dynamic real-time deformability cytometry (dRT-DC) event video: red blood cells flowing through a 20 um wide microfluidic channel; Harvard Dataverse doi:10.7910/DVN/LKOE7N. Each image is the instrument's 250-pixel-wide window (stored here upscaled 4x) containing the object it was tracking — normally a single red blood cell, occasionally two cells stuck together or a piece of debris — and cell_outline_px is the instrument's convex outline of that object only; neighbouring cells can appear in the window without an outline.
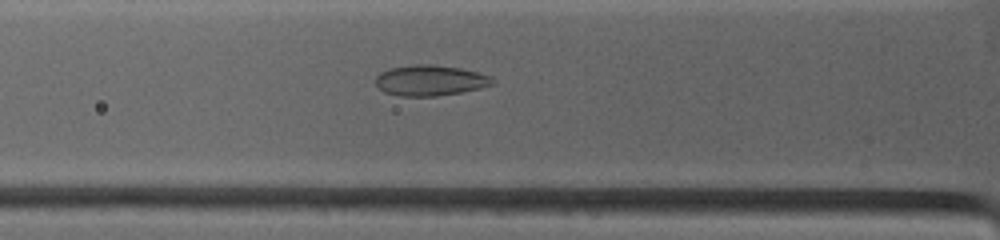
{"species": "common noctule bat (a hibernating species)", "species_latin": "Nyctalus noctula", "temperature_condition": "warm", "stored_images_in_passage": 7, "camera_frame_rate_fps": 4500, "um_per_image_px": 0.085, "animal": {"sex": "female", "body_mass_g": 19.0, "forearm_length_mm": 53.3}, "frame": {"image": 1, "passage_image": 2, "time_ms": 0.444, "image_size_px": [1000, 240], "cell_outline_px": [[496, 84], [480, 88], [460, 92], [436, 96], [400, 96], [384, 92], [376, 84], [376, 76], [380, 72], [388, 68], [416, 64], [432, 64], [460, 68], [492, 76], [496, 80]], "centroid_in_image_um": [36.58, 6.83], "position_along_channel_um": 89.2, "area_um2": 20.98}}
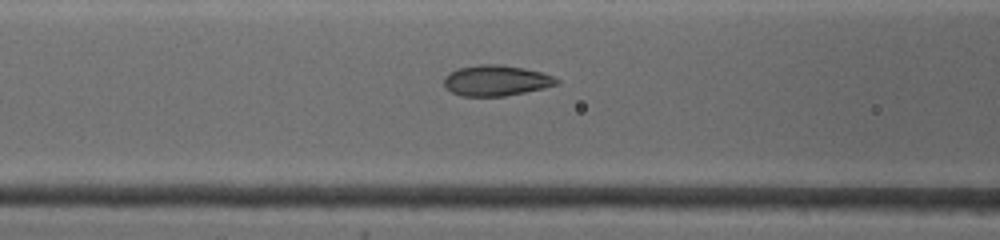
{"frame": {"image": 2, "passage_image": 6, "time_ms": 1.333, "image_size_px": [1000, 240], "cell_outline_px": [[560, 84], [544, 88], [504, 96], [460, 96], [444, 88], [444, 76], [448, 72], [460, 68], [480, 64], [504, 64], [524, 68], [540, 72], [552, 76], [560, 80]], "centroid_in_image_um": [42.15, 6.84], "position_along_channel_um": 124.4, "area_um2": 20.29}}